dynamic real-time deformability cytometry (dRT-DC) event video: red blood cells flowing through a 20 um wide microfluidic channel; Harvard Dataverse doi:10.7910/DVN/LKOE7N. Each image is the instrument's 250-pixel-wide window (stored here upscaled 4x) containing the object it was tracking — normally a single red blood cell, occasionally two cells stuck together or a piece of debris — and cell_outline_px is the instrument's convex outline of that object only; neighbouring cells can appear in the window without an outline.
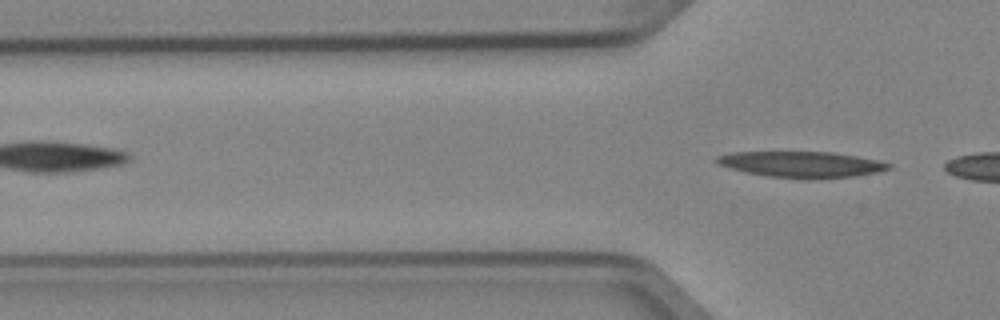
{"species": "Egyptian fruit bat (a non-hibernating species)", "species_latin": "Rousettus aegyptiacus", "temperature_condition": "cold", "stored_images_in_passage": 2, "camera_frame_rate_fps": 3000, "um_per_image_px": 0.085, "animal": {"sex": "female"}, "frame": {"image": 1, "passage_image": 2, "time_ms": 0.333, "image_size_px": [1000, 320], "cell_outline_px": [[892, 168], [876, 172], [856, 176], [768, 176], [744, 172], [720, 164], [716, 160], [716, 156], [732, 152], [832, 152], [880, 160], [892, 164]], "centroid_in_image_um": [68.15, 13.93], "position_along_channel_um": 57.6, "area_um2": 24.91}}